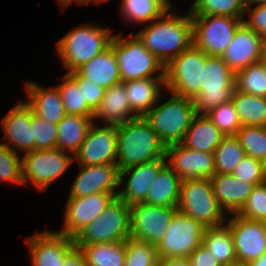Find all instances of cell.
Returning a JSON list of instances; mask_svg holds the SVG:
<instances>
[{"instance_id":"6da1fadb","label":"cell","mask_w":266,"mask_h":266,"mask_svg":"<svg viewBox=\"0 0 266 266\" xmlns=\"http://www.w3.org/2000/svg\"><path fill=\"white\" fill-rule=\"evenodd\" d=\"M169 11L136 34L163 66L193 44L190 12L183 17Z\"/></svg>"},{"instance_id":"7a4b0ae2","label":"cell","mask_w":266,"mask_h":266,"mask_svg":"<svg viewBox=\"0 0 266 266\" xmlns=\"http://www.w3.org/2000/svg\"><path fill=\"white\" fill-rule=\"evenodd\" d=\"M119 170L166 158V146L143 116L116 125Z\"/></svg>"},{"instance_id":"3957f363","label":"cell","mask_w":266,"mask_h":266,"mask_svg":"<svg viewBox=\"0 0 266 266\" xmlns=\"http://www.w3.org/2000/svg\"><path fill=\"white\" fill-rule=\"evenodd\" d=\"M112 31L97 25H81L73 28L57 43L58 56L68 73L92 60L106 50L111 42Z\"/></svg>"},{"instance_id":"277c9868","label":"cell","mask_w":266,"mask_h":266,"mask_svg":"<svg viewBox=\"0 0 266 266\" xmlns=\"http://www.w3.org/2000/svg\"><path fill=\"white\" fill-rule=\"evenodd\" d=\"M172 95L167 102L154 105L143 116L165 146L182 143L196 115L193 99Z\"/></svg>"},{"instance_id":"5b68a950","label":"cell","mask_w":266,"mask_h":266,"mask_svg":"<svg viewBox=\"0 0 266 266\" xmlns=\"http://www.w3.org/2000/svg\"><path fill=\"white\" fill-rule=\"evenodd\" d=\"M114 35L110 42L116 56L122 82L146 78H164V66L132 33L127 38ZM131 37V38H130ZM159 72L157 76L153 73Z\"/></svg>"},{"instance_id":"8992f818","label":"cell","mask_w":266,"mask_h":266,"mask_svg":"<svg viewBox=\"0 0 266 266\" xmlns=\"http://www.w3.org/2000/svg\"><path fill=\"white\" fill-rule=\"evenodd\" d=\"M235 72L222 57L208 56L202 64V83L195 97L196 114H206L212 108L232 100Z\"/></svg>"},{"instance_id":"52a82bcc","label":"cell","mask_w":266,"mask_h":266,"mask_svg":"<svg viewBox=\"0 0 266 266\" xmlns=\"http://www.w3.org/2000/svg\"><path fill=\"white\" fill-rule=\"evenodd\" d=\"M177 209L205 227L226 223L227 216L218 204L209 179L182 180Z\"/></svg>"},{"instance_id":"ba28073f","label":"cell","mask_w":266,"mask_h":266,"mask_svg":"<svg viewBox=\"0 0 266 266\" xmlns=\"http://www.w3.org/2000/svg\"><path fill=\"white\" fill-rule=\"evenodd\" d=\"M208 55L193 44L164 66L165 87L171 94L190 99L200 92L202 64Z\"/></svg>"},{"instance_id":"9c48e42d","label":"cell","mask_w":266,"mask_h":266,"mask_svg":"<svg viewBox=\"0 0 266 266\" xmlns=\"http://www.w3.org/2000/svg\"><path fill=\"white\" fill-rule=\"evenodd\" d=\"M129 205L116 197L105 211L75 237V245L114 243L130 237Z\"/></svg>"},{"instance_id":"30bf717a","label":"cell","mask_w":266,"mask_h":266,"mask_svg":"<svg viewBox=\"0 0 266 266\" xmlns=\"http://www.w3.org/2000/svg\"><path fill=\"white\" fill-rule=\"evenodd\" d=\"M193 45L208 56L222 57L243 19L217 15H191Z\"/></svg>"},{"instance_id":"8fae6325","label":"cell","mask_w":266,"mask_h":266,"mask_svg":"<svg viewBox=\"0 0 266 266\" xmlns=\"http://www.w3.org/2000/svg\"><path fill=\"white\" fill-rule=\"evenodd\" d=\"M206 227L199 221L177 211L165 236L156 246L160 259L188 258L200 247Z\"/></svg>"},{"instance_id":"7c38bea8","label":"cell","mask_w":266,"mask_h":266,"mask_svg":"<svg viewBox=\"0 0 266 266\" xmlns=\"http://www.w3.org/2000/svg\"><path fill=\"white\" fill-rule=\"evenodd\" d=\"M72 162L73 157L58 148L25 153L22 158L23 184L29 181L42 192L59 178Z\"/></svg>"},{"instance_id":"4fadbf2b","label":"cell","mask_w":266,"mask_h":266,"mask_svg":"<svg viewBox=\"0 0 266 266\" xmlns=\"http://www.w3.org/2000/svg\"><path fill=\"white\" fill-rule=\"evenodd\" d=\"M130 237L157 246L171 223L177 207L157 206L145 202L129 205Z\"/></svg>"},{"instance_id":"5bb4252c","label":"cell","mask_w":266,"mask_h":266,"mask_svg":"<svg viewBox=\"0 0 266 266\" xmlns=\"http://www.w3.org/2000/svg\"><path fill=\"white\" fill-rule=\"evenodd\" d=\"M234 240L237 263L249 264L266 253V222L237 214L226 220Z\"/></svg>"},{"instance_id":"9a60e30c","label":"cell","mask_w":266,"mask_h":266,"mask_svg":"<svg viewBox=\"0 0 266 266\" xmlns=\"http://www.w3.org/2000/svg\"><path fill=\"white\" fill-rule=\"evenodd\" d=\"M116 198L112 193H96L86 197L68 198L65 204L63 229L58 233L74 238L99 217Z\"/></svg>"},{"instance_id":"2e32d148","label":"cell","mask_w":266,"mask_h":266,"mask_svg":"<svg viewBox=\"0 0 266 266\" xmlns=\"http://www.w3.org/2000/svg\"><path fill=\"white\" fill-rule=\"evenodd\" d=\"M73 159L80 165L117 164L116 125L100 127L93 123Z\"/></svg>"},{"instance_id":"e0dca14e","label":"cell","mask_w":266,"mask_h":266,"mask_svg":"<svg viewBox=\"0 0 266 266\" xmlns=\"http://www.w3.org/2000/svg\"><path fill=\"white\" fill-rule=\"evenodd\" d=\"M167 165L182 179H210L215 174L214 154L192 150L182 143L166 146Z\"/></svg>"},{"instance_id":"ac0fdd59","label":"cell","mask_w":266,"mask_h":266,"mask_svg":"<svg viewBox=\"0 0 266 266\" xmlns=\"http://www.w3.org/2000/svg\"><path fill=\"white\" fill-rule=\"evenodd\" d=\"M80 166L68 198L86 197L96 193H112L118 196L119 191H115L120 185V170L117 164Z\"/></svg>"},{"instance_id":"d6986e66","label":"cell","mask_w":266,"mask_h":266,"mask_svg":"<svg viewBox=\"0 0 266 266\" xmlns=\"http://www.w3.org/2000/svg\"><path fill=\"white\" fill-rule=\"evenodd\" d=\"M32 266H63L65 258L76 248L74 238L57 231H43L27 238Z\"/></svg>"},{"instance_id":"ffe728a7","label":"cell","mask_w":266,"mask_h":266,"mask_svg":"<svg viewBox=\"0 0 266 266\" xmlns=\"http://www.w3.org/2000/svg\"><path fill=\"white\" fill-rule=\"evenodd\" d=\"M166 160V158H161L120 170V185L127 174L129 177L126 180L125 188L120 187L117 197L127 205L144 202L152 182L167 164Z\"/></svg>"},{"instance_id":"44dd1931","label":"cell","mask_w":266,"mask_h":266,"mask_svg":"<svg viewBox=\"0 0 266 266\" xmlns=\"http://www.w3.org/2000/svg\"><path fill=\"white\" fill-rule=\"evenodd\" d=\"M264 38L242 23L222 58L236 73L263 59Z\"/></svg>"},{"instance_id":"7402d4cb","label":"cell","mask_w":266,"mask_h":266,"mask_svg":"<svg viewBox=\"0 0 266 266\" xmlns=\"http://www.w3.org/2000/svg\"><path fill=\"white\" fill-rule=\"evenodd\" d=\"M33 111L25 102L20 101L9 114L1 120L2 129H4L3 143L11 150L18 153L17 150L28 153L34 150V140H32L31 119ZM17 148V150H16Z\"/></svg>"},{"instance_id":"603a6c76","label":"cell","mask_w":266,"mask_h":266,"mask_svg":"<svg viewBox=\"0 0 266 266\" xmlns=\"http://www.w3.org/2000/svg\"><path fill=\"white\" fill-rule=\"evenodd\" d=\"M209 180L218 204L231 215L242 209L255 186L232 174L215 173Z\"/></svg>"},{"instance_id":"cb8c5ba5","label":"cell","mask_w":266,"mask_h":266,"mask_svg":"<svg viewBox=\"0 0 266 266\" xmlns=\"http://www.w3.org/2000/svg\"><path fill=\"white\" fill-rule=\"evenodd\" d=\"M28 101L33 114L50 123L58 124L66 111L57 86L44 88L36 82L27 81L25 85Z\"/></svg>"},{"instance_id":"d4e9b609","label":"cell","mask_w":266,"mask_h":266,"mask_svg":"<svg viewBox=\"0 0 266 266\" xmlns=\"http://www.w3.org/2000/svg\"><path fill=\"white\" fill-rule=\"evenodd\" d=\"M137 117L129 106L124 83L121 82L106 89L93 119L101 118L108 125H118Z\"/></svg>"},{"instance_id":"484cf974","label":"cell","mask_w":266,"mask_h":266,"mask_svg":"<svg viewBox=\"0 0 266 266\" xmlns=\"http://www.w3.org/2000/svg\"><path fill=\"white\" fill-rule=\"evenodd\" d=\"M76 72L94 85L105 89L122 82L116 56L110 46L79 67Z\"/></svg>"},{"instance_id":"4316f807","label":"cell","mask_w":266,"mask_h":266,"mask_svg":"<svg viewBox=\"0 0 266 266\" xmlns=\"http://www.w3.org/2000/svg\"><path fill=\"white\" fill-rule=\"evenodd\" d=\"M129 106L138 116H144L157 104L165 78H146L123 82Z\"/></svg>"},{"instance_id":"83f0119b","label":"cell","mask_w":266,"mask_h":266,"mask_svg":"<svg viewBox=\"0 0 266 266\" xmlns=\"http://www.w3.org/2000/svg\"><path fill=\"white\" fill-rule=\"evenodd\" d=\"M224 137L206 114H196L182 144L192 150L213 153Z\"/></svg>"},{"instance_id":"f1b7e54d","label":"cell","mask_w":266,"mask_h":266,"mask_svg":"<svg viewBox=\"0 0 266 266\" xmlns=\"http://www.w3.org/2000/svg\"><path fill=\"white\" fill-rule=\"evenodd\" d=\"M93 123V117L66 114L57 124V148L74 156Z\"/></svg>"},{"instance_id":"f546056e","label":"cell","mask_w":266,"mask_h":266,"mask_svg":"<svg viewBox=\"0 0 266 266\" xmlns=\"http://www.w3.org/2000/svg\"><path fill=\"white\" fill-rule=\"evenodd\" d=\"M182 179L166 164L158 173L145 203L177 207Z\"/></svg>"},{"instance_id":"4dcf8cb0","label":"cell","mask_w":266,"mask_h":266,"mask_svg":"<svg viewBox=\"0 0 266 266\" xmlns=\"http://www.w3.org/2000/svg\"><path fill=\"white\" fill-rule=\"evenodd\" d=\"M202 245L221 266H230L237 263L234 240L227 223L206 227Z\"/></svg>"},{"instance_id":"1f68e13d","label":"cell","mask_w":266,"mask_h":266,"mask_svg":"<svg viewBox=\"0 0 266 266\" xmlns=\"http://www.w3.org/2000/svg\"><path fill=\"white\" fill-rule=\"evenodd\" d=\"M75 246L84 255L87 266H125V241Z\"/></svg>"},{"instance_id":"d6a6232c","label":"cell","mask_w":266,"mask_h":266,"mask_svg":"<svg viewBox=\"0 0 266 266\" xmlns=\"http://www.w3.org/2000/svg\"><path fill=\"white\" fill-rule=\"evenodd\" d=\"M232 103L242 126L266 127V97L244 93L235 88Z\"/></svg>"},{"instance_id":"836d02e7","label":"cell","mask_w":266,"mask_h":266,"mask_svg":"<svg viewBox=\"0 0 266 266\" xmlns=\"http://www.w3.org/2000/svg\"><path fill=\"white\" fill-rule=\"evenodd\" d=\"M171 7L164 0H122L121 14L127 21L146 24L161 17Z\"/></svg>"},{"instance_id":"e575fe53","label":"cell","mask_w":266,"mask_h":266,"mask_svg":"<svg viewBox=\"0 0 266 266\" xmlns=\"http://www.w3.org/2000/svg\"><path fill=\"white\" fill-rule=\"evenodd\" d=\"M213 154L215 173L222 174H232L236 166L247 156L235 135L225 136Z\"/></svg>"},{"instance_id":"d590c367","label":"cell","mask_w":266,"mask_h":266,"mask_svg":"<svg viewBox=\"0 0 266 266\" xmlns=\"http://www.w3.org/2000/svg\"><path fill=\"white\" fill-rule=\"evenodd\" d=\"M235 88L244 93L266 97V63L262 60L237 71Z\"/></svg>"},{"instance_id":"8d00e7d4","label":"cell","mask_w":266,"mask_h":266,"mask_svg":"<svg viewBox=\"0 0 266 266\" xmlns=\"http://www.w3.org/2000/svg\"><path fill=\"white\" fill-rule=\"evenodd\" d=\"M62 84L58 85L66 114L93 117L94 110L83 101L82 88H78L77 81L69 74L63 76Z\"/></svg>"},{"instance_id":"74e56055","label":"cell","mask_w":266,"mask_h":266,"mask_svg":"<svg viewBox=\"0 0 266 266\" xmlns=\"http://www.w3.org/2000/svg\"><path fill=\"white\" fill-rule=\"evenodd\" d=\"M189 10L191 15H217L243 19L245 0H195Z\"/></svg>"},{"instance_id":"f35d334b","label":"cell","mask_w":266,"mask_h":266,"mask_svg":"<svg viewBox=\"0 0 266 266\" xmlns=\"http://www.w3.org/2000/svg\"><path fill=\"white\" fill-rule=\"evenodd\" d=\"M235 136L247 156L266 161V127L242 126Z\"/></svg>"},{"instance_id":"ab89813d","label":"cell","mask_w":266,"mask_h":266,"mask_svg":"<svg viewBox=\"0 0 266 266\" xmlns=\"http://www.w3.org/2000/svg\"><path fill=\"white\" fill-rule=\"evenodd\" d=\"M125 266H156L158 251L155 245L129 237L125 240Z\"/></svg>"},{"instance_id":"60d3db41","label":"cell","mask_w":266,"mask_h":266,"mask_svg":"<svg viewBox=\"0 0 266 266\" xmlns=\"http://www.w3.org/2000/svg\"><path fill=\"white\" fill-rule=\"evenodd\" d=\"M206 116L225 136L236 135L242 127L232 100L212 108L206 113Z\"/></svg>"},{"instance_id":"b9f144b4","label":"cell","mask_w":266,"mask_h":266,"mask_svg":"<svg viewBox=\"0 0 266 266\" xmlns=\"http://www.w3.org/2000/svg\"><path fill=\"white\" fill-rule=\"evenodd\" d=\"M31 129L34 150L57 148L58 128L56 124L45 121L33 114Z\"/></svg>"},{"instance_id":"7bdbcfd3","label":"cell","mask_w":266,"mask_h":266,"mask_svg":"<svg viewBox=\"0 0 266 266\" xmlns=\"http://www.w3.org/2000/svg\"><path fill=\"white\" fill-rule=\"evenodd\" d=\"M0 181L23 184L22 159L18 153L0 142Z\"/></svg>"},{"instance_id":"ee69618b","label":"cell","mask_w":266,"mask_h":266,"mask_svg":"<svg viewBox=\"0 0 266 266\" xmlns=\"http://www.w3.org/2000/svg\"><path fill=\"white\" fill-rule=\"evenodd\" d=\"M237 215L249 220L266 222V181L254 186L252 193Z\"/></svg>"},{"instance_id":"f6af8a7d","label":"cell","mask_w":266,"mask_h":266,"mask_svg":"<svg viewBox=\"0 0 266 266\" xmlns=\"http://www.w3.org/2000/svg\"><path fill=\"white\" fill-rule=\"evenodd\" d=\"M232 175L237 179L258 185L266 181L264 163L250 156H246L236 166Z\"/></svg>"},{"instance_id":"bcb514c9","label":"cell","mask_w":266,"mask_h":266,"mask_svg":"<svg viewBox=\"0 0 266 266\" xmlns=\"http://www.w3.org/2000/svg\"><path fill=\"white\" fill-rule=\"evenodd\" d=\"M69 74L77 81L78 88H82L83 101H86L95 111L99 107L106 89L99 85H94L93 82L81 77L76 71Z\"/></svg>"},{"instance_id":"7dc6e473","label":"cell","mask_w":266,"mask_h":266,"mask_svg":"<svg viewBox=\"0 0 266 266\" xmlns=\"http://www.w3.org/2000/svg\"><path fill=\"white\" fill-rule=\"evenodd\" d=\"M249 14V19H243V23L256 32L259 36L266 38V5H257L251 8V5H246L245 14Z\"/></svg>"},{"instance_id":"c3c4849f","label":"cell","mask_w":266,"mask_h":266,"mask_svg":"<svg viewBox=\"0 0 266 266\" xmlns=\"http://www.w3.org/2000/svg\"><path fill=\"white\" fill-rule=\"evenodd\" d=\"M188 260L190 266H221L203 245L195 249Z\"/></svg>"},{"instance_id":"681fc988","label":"cell","mask_w":266,"mask_h":266,"mask_svg":"<svg viewBox=\"0 0 266 266\" xmlns=\"http://www.w3.org/2000/svg\"><path fill=\"white\" fill-rule=\"evenodd\" d=\"M63 266H87L86 260L82 252L75 248L66 258Z\"/></svg>"},{"instance_id":"f907efd6","label":"cell","mask_w":266,"mask_h":266,"mask_svg":"<svg viewBox=\"0 0 266 266\" xmlns=\"http://www.w3.org/2000/svg\"><path fill=\"white\" fill-rule=\"evenodd\" d=\"M156 266H190L188 258L159 259Z\"/></svg>"},{"instance_id":"816d5d0a","label":"cell","mask_w":266,"mask_h":266,"mask_svg":"<svg viewBox=\"0 0 266 266\" xmlns=\"http://www.w3.org/2000/svg\"><path fill=\"white\" fill-rule=\"evenodd\" d=\"M247 266H266V253H264L260 258L254 260L247 264Z\"/></svg>"},{"instance_id":"f5cc1de1","label":"cell","mask_w":266,"mask_h":266,"mask_svg":"<svg viewBox=\"0 0 266 266\" xmlns=\"http://www.w3.org/2000/svg\"><path fill=\"white\" fill-rule=\"evenodd\" d=\"M72 1H76V3L81 4L83 2V0H59L58 3L61 4V8L66 9V6L70 5L72 3Z\"/></svg>"},{"instance_id":"db71d44e","label":"cell","mask_w":266,"mask_h":266,"mask_svg":"<svg viewBox=\"0 0 266 266\" xmlns=\"http://www.w3.org/2000/svg\"><path fill=\"white\" fill-rule=\"evenodd\" d=\"M258 4V5H266V0H245L246 5H251L252 4Z\"/></svg>"},{"instance_id":"11a10c76","label":"cell","mask_w":266,"mask_h":266,"mask_svg":"<svg viewBox=\"0 0 266 266\" xmlns=\"http://www.w3.org/2000/svg\"><path fill=\"white\" fill-rule=\"evenodd\" d=\"M94 1V3H96V4H99L100 2H105V1H108V0H83V2L81 3V4H87V3H89V2H93Z\"/></svg>"},{"instance_id":"9f6ffc18","label":"cell","mask_w":266,"mask_h":266,"mask_svg":"<svg viewBox=\"0 0 266 266\" xmlns=\"http://www.w3.org/2000/svg\"><path fill=\"white\" fill-rule=\"evenodd\" d=\"M262 60L266 63V38L264 39L263 59Z\"/></svg>"},{"instance_id":"6f0895ef","label":"cell","mask_w":266,"mask_h":266,"mask_svg":"<svg viewBox=\"0 0 266 266\" xmlns=\"http://www.w3.org/2000/svg\"><path fill=\"white\" fill-rule=\"evenodd\" d=\"M230 266H247V265L242 264V263H235V264H232V265H230Z\"/></svg>"},{"instance_id":"680465c9","label":"cell","mask_w":266,"mask_h":266,"mask_svg":"<svg viewBox=\"0 0 266 266\" xmlns=\"http://www.w3.org/2000/svg\"><path fill=\"white\" fill-rule=\"evenodd\" d=\"M171 8L173 7L171 4H170V2H169V0H164Z\"/></svg>"},{"instance_id":"91938a15","label":"cell","mask_w":266,"mask_h":266,"mask_svg":"<svg viewBox=\"0 0 266 266\" xmlns=\"http://www.w3.org/2000/svg\"><path fill=\"white\" fill-rule=\"evenodd\" d=\"M264 171H265V177H266V161L264 162Z\"/></svg>"}]
</instances>
